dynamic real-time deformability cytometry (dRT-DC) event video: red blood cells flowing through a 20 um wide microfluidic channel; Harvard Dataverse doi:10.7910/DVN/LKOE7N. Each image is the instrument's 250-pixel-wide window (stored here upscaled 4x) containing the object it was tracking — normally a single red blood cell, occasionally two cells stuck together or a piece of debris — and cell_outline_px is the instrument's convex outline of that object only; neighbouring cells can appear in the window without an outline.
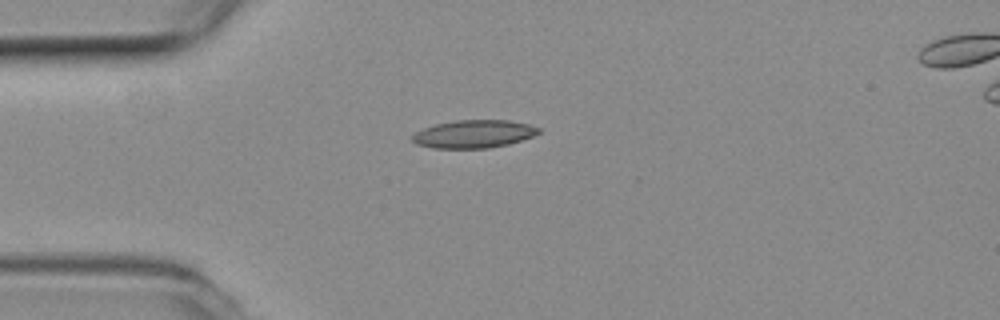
{"species": "common noctule bat (a hibernating species)", "species_latin": "Nyctalus noctula", "temperature_condition": "room temperature", "stored_images_in_passage": 4, "camera_frame_rate_fps": 3000, "um_per_image_px": 0.085, "animal": {"sex": "female", "body_mass_g": 19.3, "forearm_length_mm": 54.1}, "frame": {"image": 1, "passage_image": 4, "time_ms": 1.0, "image_size_px": [1000, 320], "cell_outline_px": [[540, 132], [532, 136], [508, 144], [488, 148], [432, 148], [416, 144], [412, 140], [412, 136], [416, 132], [424, 128], [436, 124], [456, 120], [508, 120], [528, 124], [540, 128]], "centroid_in_image_um": [40.26, 11.39], "position_along_channel_um": 44.7, "area_um2": 20.4}}